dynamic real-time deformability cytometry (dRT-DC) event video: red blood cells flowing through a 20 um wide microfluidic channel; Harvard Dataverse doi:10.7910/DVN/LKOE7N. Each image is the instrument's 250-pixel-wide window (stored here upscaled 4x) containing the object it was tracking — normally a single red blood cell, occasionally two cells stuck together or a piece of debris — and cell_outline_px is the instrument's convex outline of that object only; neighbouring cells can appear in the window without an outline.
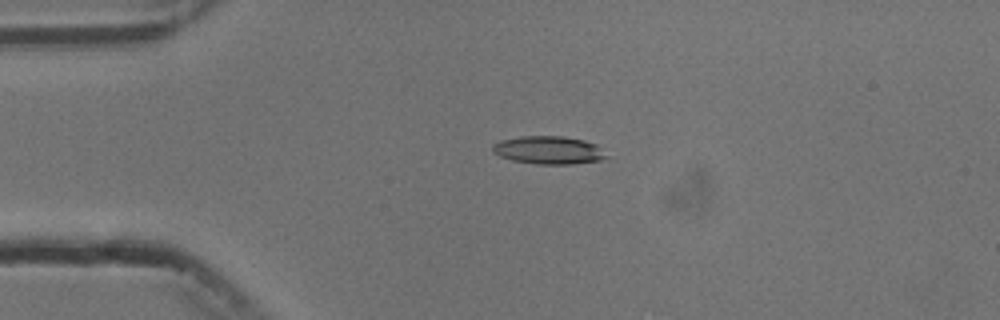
{"species": "common noctule bat (a hibernating species)", "species_latin": "Nyctalus noctula", "temperature_condition": "cold", "stored_images_in_passage": 6, "camera_frame_rate_fps": 3000, "um_per_image_px": 0.085, "animal": {"sex": "male", "body_mass_g": 13.3}, "frame": {"image": 1, "passage_image": 4, "time_ms": 3.333, "image_size_px": [1000, 320], "cell_outline_px": [[608, 156], [600, 160], [572, 164], [536, 164], [512, 160], [500, 156], [492, 152], [492, 144], [500, 140], [520, 136], [564, 136], [584, 140], [596, 144]], "centroid_in_image_um": [46.6, 12.75], "position_along_channel_um": 38.4, "area_um2": 18.61}}
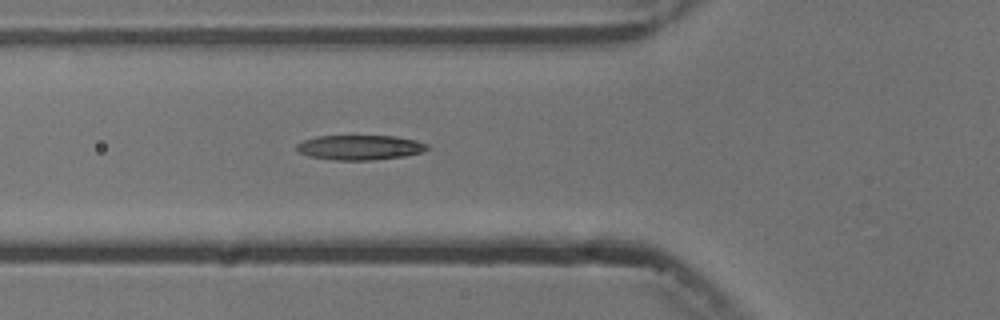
{"frame": {"image": 2, "passage_image": 6, "time_ms": 5.667, "image_size_px": [1000, 320], "cell_outline_px": [[428, 148], [420, 152], [404, 156], [372, 160], [332, 160], [308, 156], [300, 152], [296, 148], [296, 144], [304, 140], [316, 136], [396, 136], [416, 140], [428, 144]], "centroid_in_image_um": [30.57, 12.53], "position_along_channel_um": 95.2, "area_um2": 18.84}}